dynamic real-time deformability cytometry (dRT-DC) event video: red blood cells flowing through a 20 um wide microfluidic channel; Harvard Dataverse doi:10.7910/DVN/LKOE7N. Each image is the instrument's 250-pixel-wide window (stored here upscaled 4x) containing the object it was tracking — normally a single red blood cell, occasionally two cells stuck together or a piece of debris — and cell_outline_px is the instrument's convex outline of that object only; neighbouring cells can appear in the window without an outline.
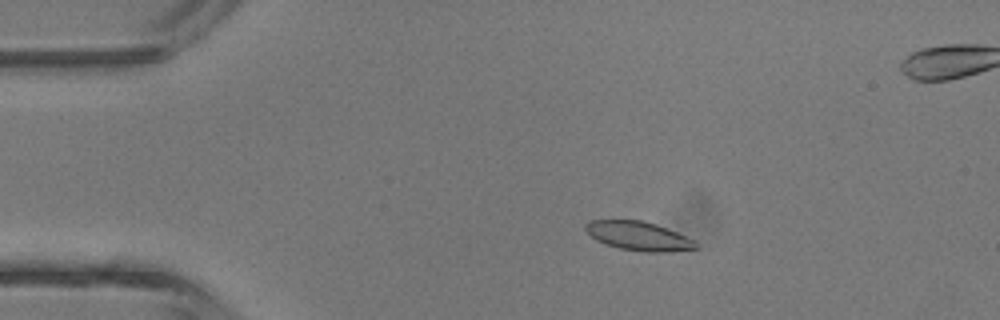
{"species": "common noctule bat (a hibernating species)", "species_latin": "Nyctalus noctula", "temperature_condition": "room temperature", "stored_images_in_passage": 4, "segment_of_instrument_passage": [1, 2], "camera_frame_rate_fps": 3000, "um_per_image_px": 0.085, "animal": {"sex": "male", "body_mass_g": 13.3}, "frame": {"image": 1, "passage_image": 2, "time_ms": 1.0, "image_size_px": [1000, 320], "cell_outline_px": [[696, 248], [664, 252], [648, 252], [620, 248], [604, 244], [596, 240], [584, 228], [584, 224], [588, 220], [640, 220], [656, 224], [676, 232], [692, 240], [696, 244]], "centroid_in_image_um": [54.2, 20.05], "position_along_channel_um": 30.8, "area_um2": 18.26}}